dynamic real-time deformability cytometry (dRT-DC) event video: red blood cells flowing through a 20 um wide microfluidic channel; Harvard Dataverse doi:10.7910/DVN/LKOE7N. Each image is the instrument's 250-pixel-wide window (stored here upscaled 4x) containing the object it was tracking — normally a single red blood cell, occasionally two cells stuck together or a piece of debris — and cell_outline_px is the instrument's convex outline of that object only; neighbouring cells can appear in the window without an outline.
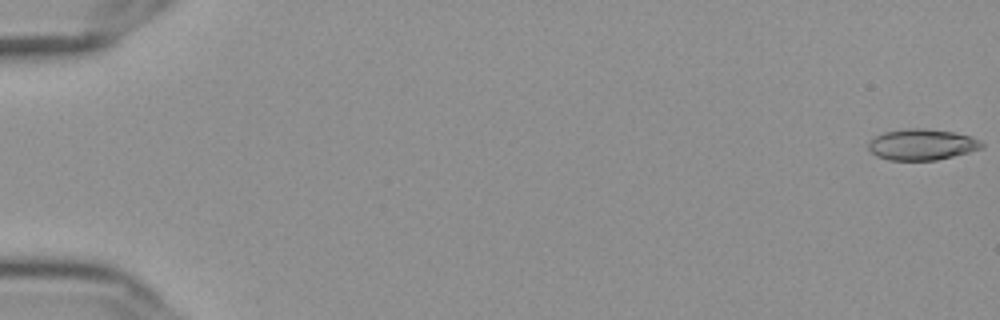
{"species": "Egyptian fruit bat (a non-hibernating species)", "species_latin": "Rousettus aegyptiacus", "temperature_condition": "cold", "stored_images_in_passage": 57, "camera_frame_rate_fps": 3000, "um_per_image_px": 0.085, "frame": {"image": 1, "passage_image": 1, "time_ms": 0.0, "image_size_px": [1000, 320], "cell_outline_px": [[984, 148], [936, 160], [888, 160], [876, 156], [868, 148], [868, 144], [876, 136], [884, 132], [912, 128], [924, 128], [952, 132], [972, 136], [980, 140], [984, 144]], "centroid_in_image_um": [78.39, 12.29], "position_along_channel_um": 6.6, "area_um2": 20.4}}
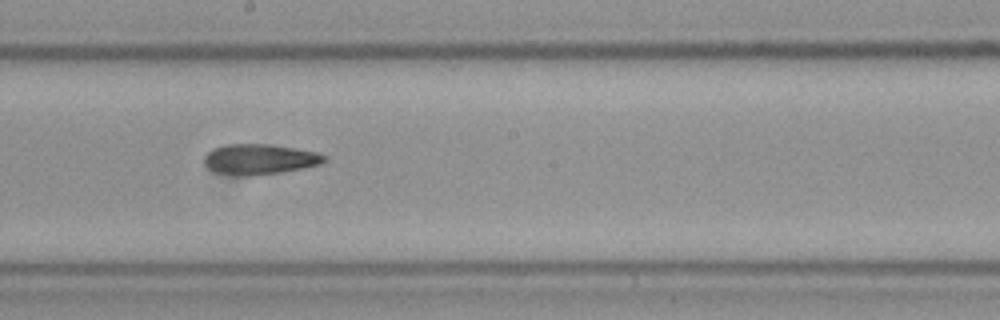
{"frame": {"image": 2, "passage_image": 33, "time_ms": 10.667, "image_size_px": [1000, 320], "cell_outline_px": [[328, 160], [320, 164], [280, 172], [252, 176], [244, 176], [216, 172], [208, 168], [204, 164], [204, 156], [208, 152], [216, 148], [228, 144], [268, 144], [316, 152], [324, 156]], "centroid_in_image_um": [22.04, 13.54], "position_along_channel_um": 226.2, "area_um2": 20.92}}
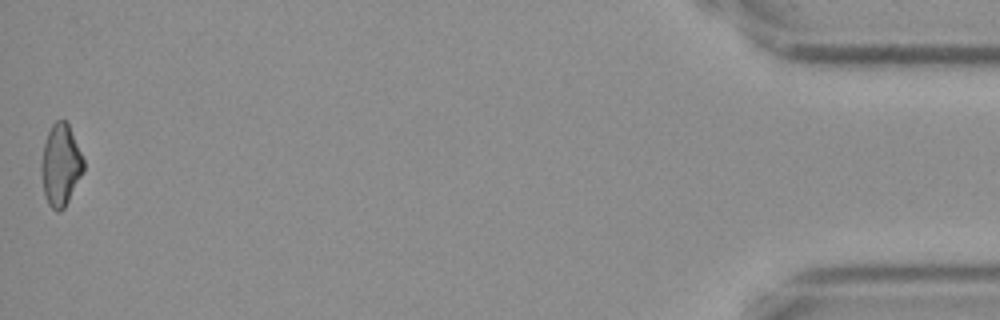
{"frame": {"image": 3, "passage_image": 57, "time_ms": 18.667, "image_size_px": [1000, 320], "cell_outline_px": [[84, 172], [64, 208], [60, 212], [56, 212], [48, 204], [44, 196], [40, 172], [40, 160], [44, 144], [48, 132], [52, 124], [56, 120], [64, 120], [68, 124], [84, 160]], "centroid_in_image_um": [5.13, 14.06], "position_along_channel_um": 430.1, "area_um2": 20.29}, "authors_computed_cell_mechanics": {"area_um2": 20.9236, "velocity_mm_per_s": 3.6433, "shape_relaxation_time_tau1_ms": null, "shape_relaxation_time_tau2_ms": 4.8564, "deformation_change_tau1": null, "deformation_change_tau2": 0.1386}}